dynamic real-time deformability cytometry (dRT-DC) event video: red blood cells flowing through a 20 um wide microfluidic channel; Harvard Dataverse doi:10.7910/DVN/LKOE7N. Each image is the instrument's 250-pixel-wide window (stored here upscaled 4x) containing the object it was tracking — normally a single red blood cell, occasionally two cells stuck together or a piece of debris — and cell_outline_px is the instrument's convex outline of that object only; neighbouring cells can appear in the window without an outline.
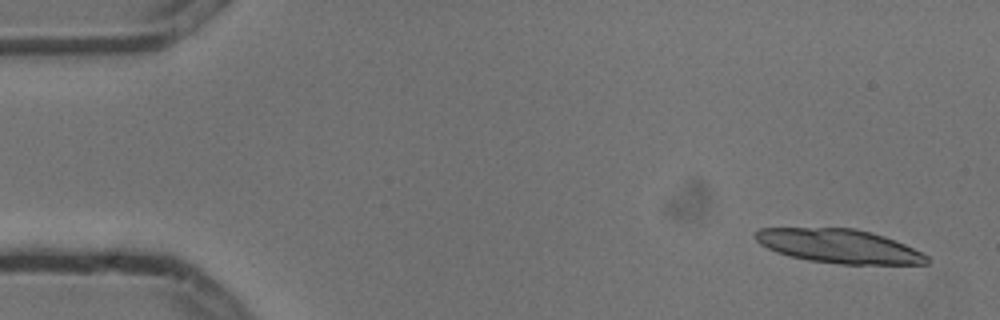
{"species": "common noctule bat (a hibernating species)", "species_latin": "Nyctalus noctula", "temperature_condition": "cold", "stored_images_in_passage": 5, "camera_frame_rate_fps": 3000, "um_per_image_px": 0.085, "animal": {"sex": "male", "body_mass_g": 13.3}, "frame": {"image": 1, "passage_image": 1, "time_ms": 0.0, "image_size_px": [1000, 320], "cell_outline_px": [[928, 264], [840, 264], [808, 260], [788, 256], [776, 252], [760, 244], [752, 236], [760, 228], [856, 228], [872, 232], [884, 236], [904, 244], [928, 256]], "centroid_in_image_um": [71.28, 20.92], "position_along_channel_um": 13.7, "area_um2": 33.81}}